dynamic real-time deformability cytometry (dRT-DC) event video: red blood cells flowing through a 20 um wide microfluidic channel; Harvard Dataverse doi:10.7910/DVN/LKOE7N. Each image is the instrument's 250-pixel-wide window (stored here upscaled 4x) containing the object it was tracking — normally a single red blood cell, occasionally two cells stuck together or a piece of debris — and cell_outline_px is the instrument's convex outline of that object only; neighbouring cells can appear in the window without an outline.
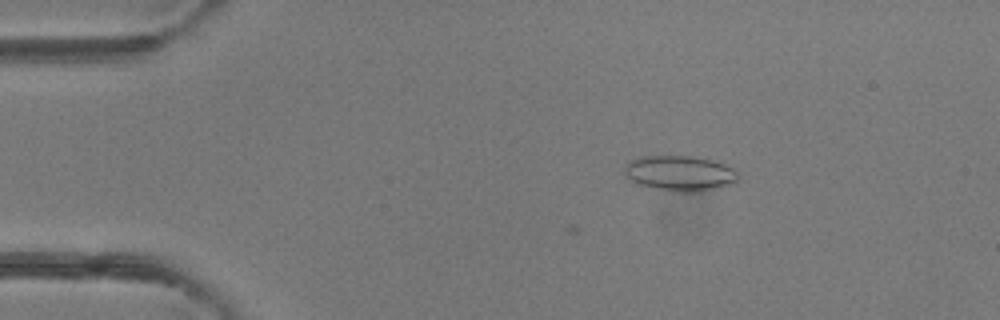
{"species": "common noctule bat (a hibernating species)", "species_latin": "Nyctalus noctula", "temperature_condition": "room temperature", "stored_images_in_passage": 2, "camera_frame_rate_fps": 3000, "um_per_image_px": 0.085, "animal": {"sex": "female"}, "frame": {"image": 1, "passage_image": 2, "time_ms": 0.333, "image_size_px": [1000, 320], "cell_outline_px": [[740, 180], [732, 184], [700, 192], [676, 192], [636, 184], [628, 180], [624, 172], [624, 168], [628, 160], [636, 156], [696, 156], [716, 160], [732, 168], [740, 176]], "centroid_in_image_um": [57.78, 14.72], "position_along_channel_um": 27.2, "area_um2": 23.99}}